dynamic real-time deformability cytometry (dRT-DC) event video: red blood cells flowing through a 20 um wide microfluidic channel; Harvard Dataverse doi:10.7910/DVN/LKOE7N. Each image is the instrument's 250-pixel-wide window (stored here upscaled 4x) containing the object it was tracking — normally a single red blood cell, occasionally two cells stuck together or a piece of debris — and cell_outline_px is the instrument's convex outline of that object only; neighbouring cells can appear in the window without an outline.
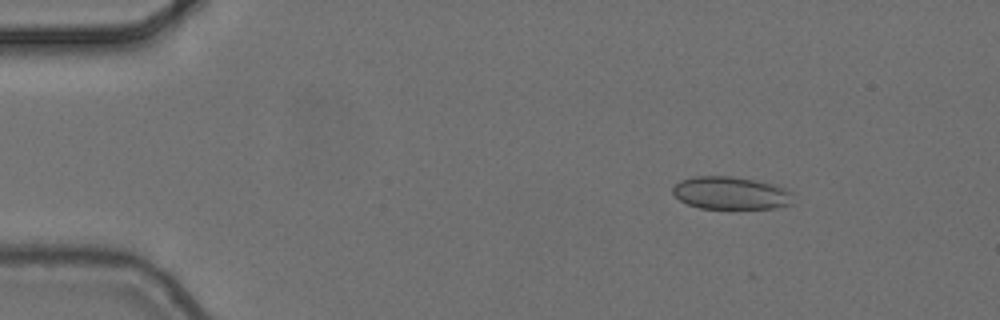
{"species": "common noctule bat (a hibernating species)", "species_latin": "Nyctalus noctula", "temperature_condition": "cold", "stored_images_in_passage": 6, "camera_frame_rate_fps": 3000, "um_per_image_px": 0.085, "animal": {"sex": "female", "body_mass_g": 24.6, "forearm_length_mm": 56.2}, "frame": {"image": 1, "passage_image": 2, "time_ms": 0.333, "image_size_px": [1000, 320], "cell_outline_px": [[796, 204], [776, 208], [700, 208], [688, 204], [680, 200], [672, 192], [672, 188], [680, 180], [692, 176], [732, 176], [776, 184], [792, 192]], "centroid_in_image_um": [62.18, 16.41], "position_along_channel_um": 22.8, "area_um2": 23.24}}
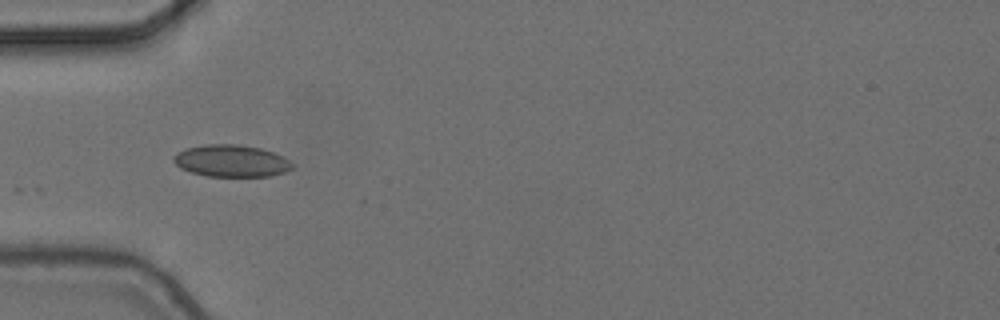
{"frame": {"image": 2, "passage_image": 5, "time_ms": 1.333, "image_size_px": [1000, 320], "cell_outline_px": [[292, 168], [284, 172], [272, 176], [208, 176], [192, 172], [180, 168], [172, 160], [172, 156], [176, 152], [188, 148], [204, 144], [236, 144], [260, 148], [284, 156], [292, 164]], "centroid_in_image_um": [19.64, 13.67], "position_along_channel_um": 65.4, "area_um2": 22.08}}
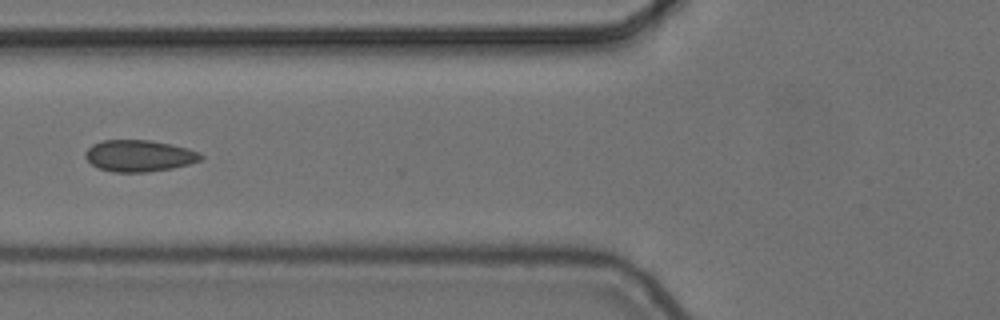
{"frame": {"image": 3, "passage_image": 6, "time_ms": 1.667, "image_size_px": [1000, 320], "cell_outline_px": [[204, 156], [200, 160], [188, 164], [172, 168], [148, 172], [112, 172], [100, 168], [92, 164], [84, 156], [84, 152], [92, 144], [104, 140], [148, 140], [172, 144], [188, 148], [200, 152]], "centroid_in_image_um": [11.83, 13.24], "position_along_channel_um": 114.0, "area_um2": 21.27}}